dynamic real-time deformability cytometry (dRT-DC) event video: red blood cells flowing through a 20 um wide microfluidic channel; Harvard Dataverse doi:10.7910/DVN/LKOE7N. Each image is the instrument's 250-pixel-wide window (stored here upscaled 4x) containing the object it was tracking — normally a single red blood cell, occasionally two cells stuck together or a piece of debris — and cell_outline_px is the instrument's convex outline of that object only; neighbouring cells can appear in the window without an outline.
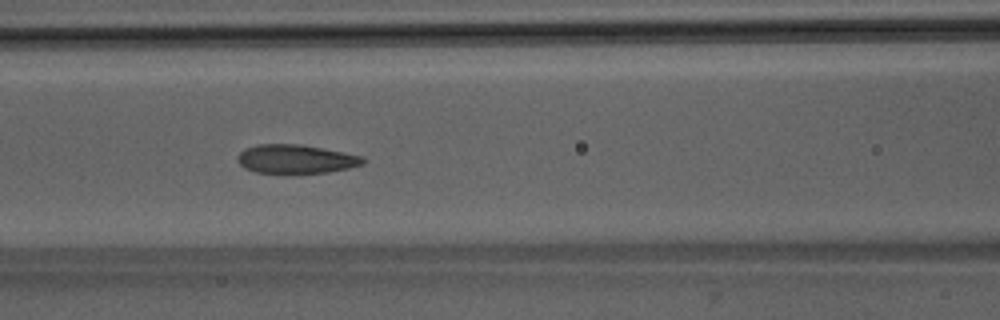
{"species": "Egyptian fruit bat (a non-hibernating species)", "species_latin": "Rousettus aegyptiacus", "temperature_condition": "room temperature", "stored_images_in_passage": 52, "segment_of_instrument_passage": [1, 2], "camera_frame_rate_fps": 3000, "um_per_image_px": 0.085, "animal": {"sex": "male"}, "frame": {"image": 1, "passage_image": 22, "time_ms": 7.0, "image_size_px": [1000, 320], "cell_outline_px": [[364, 164], [348, 168], [328, 172], [256, 172], [244, 168], [236, 160], [236, 156], [244, 148], [256, 144], [300, 144], [364, 156]], "centroid_in_image_um": [25.11, 13.5], "position_along_channel_um": 141.5, "area_um2": 20.87}}
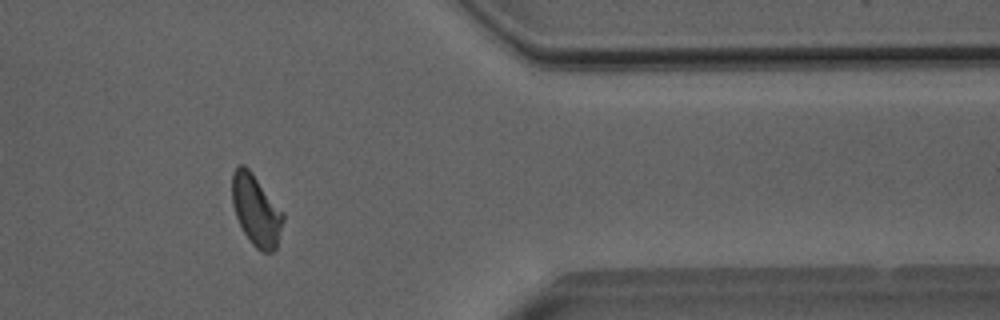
{"frame": {"image": 2, "passage_image": 42, "time_ms": 13.667, "image_size_px": [1000, 320], "cell_outline_px": [[284, 220], [276, 248], [272, 252], [260, 252], [252, 244], [244, 232], [236, 216], [232, 204], [232, 172], [240, 164], [244, 164], [252, 172], [284, 212]], "centroid_in_image_um": [21.77, 17.87], "position_along_channel_um": 389.6, "area_um2": 21.15}}
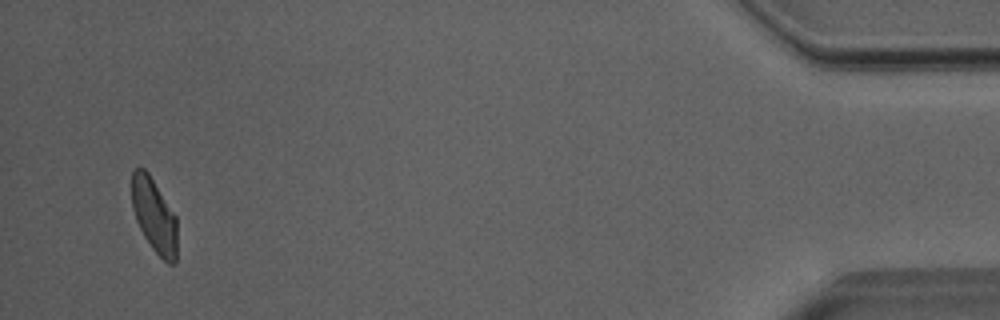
{"frame": {"image": 3, "passage_image": 49, "time_ms": 16.0, "image_size_px": [1000, 320], "cell_outline_px": [[176, 264], [168, 264], [152, 248], [144, 236], [136, 220], [132, 208], [132, 172], [136, 168], [144, 168], [148, 172], [176, 216]], "centroid_in_image_um": [13.1, 18.33], "position_along_channel_um": 422.1, "area_um2": 19.42}}